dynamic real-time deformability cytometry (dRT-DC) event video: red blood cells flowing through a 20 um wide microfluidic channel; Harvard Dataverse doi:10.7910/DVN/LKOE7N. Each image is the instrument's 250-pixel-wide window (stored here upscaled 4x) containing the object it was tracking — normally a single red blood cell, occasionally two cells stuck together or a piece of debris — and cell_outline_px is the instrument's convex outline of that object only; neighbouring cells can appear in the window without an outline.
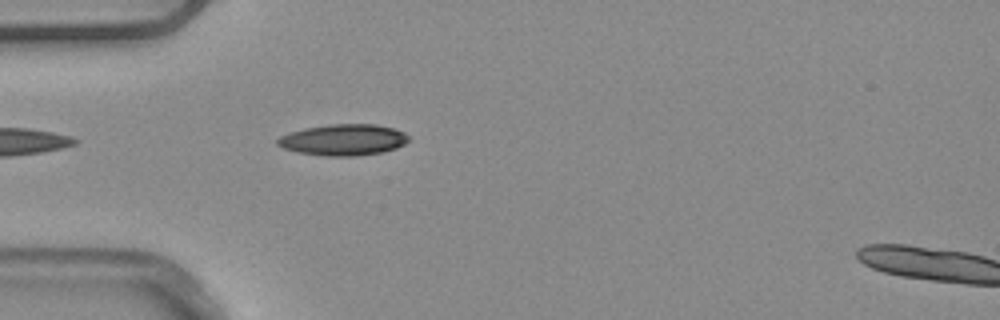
{"species": "common noctule bat (a hibernating species)", "species_latin": "Nyctalus noctula", "temperature_condition": "warm", "stored_images_in_passage": 5, "camera_frame_rate_fps": 3000, "um_per_image_px": 0.085, "animal": {"sex": "male", "body_mass_g": 20.4}, "frame": {"image": 1, "passage_image": 5, "time_ms": 1.333, "image_size_px": [1000, 320], "cell_outline_px": [[408, 140], [404, 144], [396, 148], [380, 152], [356, 156], [324, 156], [296, 152], [284, 148], [276, 144], [276, 140], [280, 136], [304, 128], [328, 124], [376, 124], [392, 128], [404, 132], [408, 136]], "centroid_in_image_um": [29.16, 11.88], "position_along_channel_um": 55.8, "area_um2": 23.81}}